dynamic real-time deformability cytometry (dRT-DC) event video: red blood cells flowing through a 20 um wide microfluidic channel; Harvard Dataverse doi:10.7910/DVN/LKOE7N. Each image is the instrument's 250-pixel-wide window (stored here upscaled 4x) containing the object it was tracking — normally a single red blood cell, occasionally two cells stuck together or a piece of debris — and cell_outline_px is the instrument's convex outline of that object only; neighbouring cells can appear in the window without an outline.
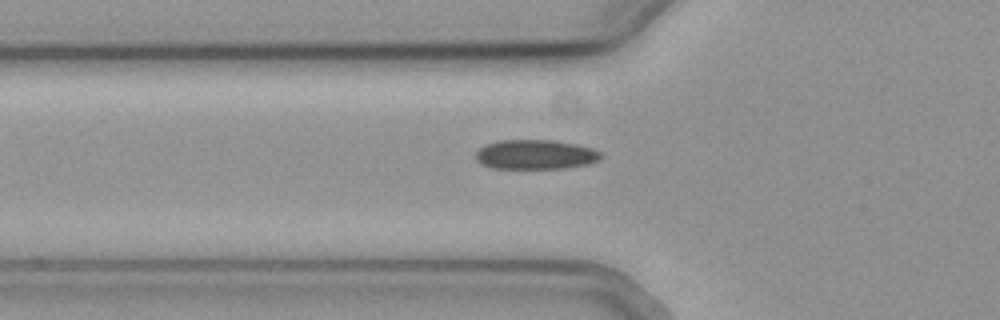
{"species": "common noctule bat (a hibernating species)", "species_latin": "Nyctalus noctula", "temperature_condition": "cold", "stored_images_in_passage": 34, "camera_frame_rate_fps": 3000, "um_per_image_px": 0.085, "animal": {"sex": "female", "body_mass_g": 19.3, "forearm_length_mm": 54.1}, "frame": {"image": 1, "passage_image": 4, "time_ms": 1.0, "image_size_px": [1000, 320], "cell_outline_px": [[600, 160], [588, 164], [568, 168], [492, 168], [476, 160], [476, 152], [484, 144], [500, 140], [552, 140], [576, 144], [592, 148], [600, 152]], "centroid_in_image_um": [45.52, 13.13], "position_along_channel_um": 80.3, "area_um2": 21.5}}
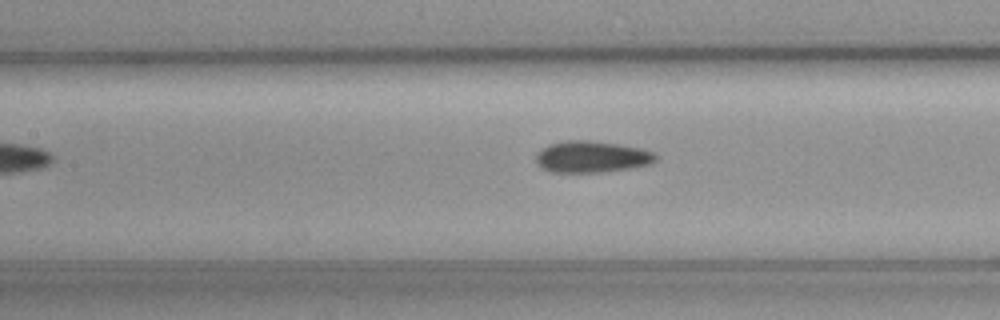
{"frame": {"image": 2, "passage_image": 10, "time_ms": 3.0, "image_size_px": [1000, 320], "cell_outline_px": [[656, 160], [648, 164], [632, 168], [604, 172], [552, 172], [540, 168], [536, 164], [536, 152], [548, 144], [564, 140], [588, 140], [620, 144], [640, 148], [652, 152], [656, 156]], "centroid_in_image_um": [50.23, 13.32], "position_along_channel_um": 157.2, "area_um2": 22.2}}
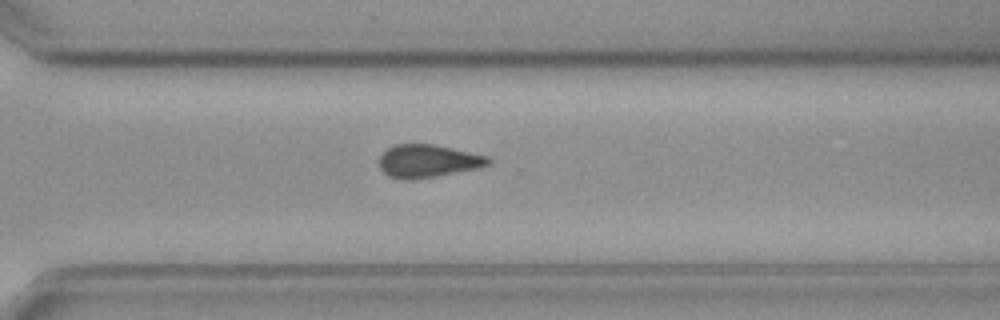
{"frame": {"image": 3, "passage_image": 24, "time_ms": 7.667, "image_size_px": [1000, 320], "cell_outline_px": [[492, 160], [488, 164], [476, 168], [412, 180], [388, 176], [380, 168], [380, 156], [388, 148], [396, 144], [436, 144], [488, 156]], "centroid_in_image_um": [36.36, 13.67], "position_along_channel_um": 334.2, "area_um2": 20.58}, "authors_computed_cell_mechanics": {"area_um2": 21.2993, "velocity_mm_per_s": 3.81, "shape_relaxation_time_tau1_ms": 7.3132, "shape_relaxation_time_tau2_ms": 9.7976, "deformation_change_tau1": 0.1094, "deformation_change_tau2": 0.1386}}